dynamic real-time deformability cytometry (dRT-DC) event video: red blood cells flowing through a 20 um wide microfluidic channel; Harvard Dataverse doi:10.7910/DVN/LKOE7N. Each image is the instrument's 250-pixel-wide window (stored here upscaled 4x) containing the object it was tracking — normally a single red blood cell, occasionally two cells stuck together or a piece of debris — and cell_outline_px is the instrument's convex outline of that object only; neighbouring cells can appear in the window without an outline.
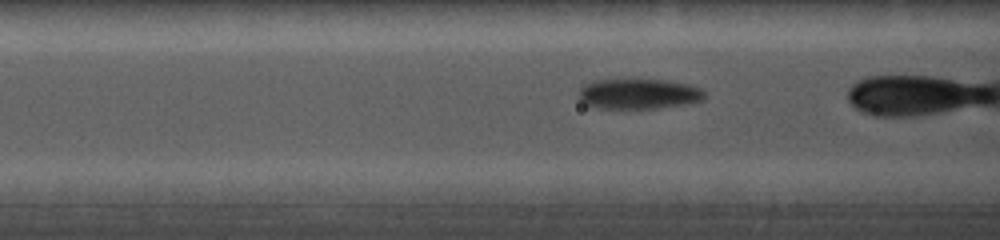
{"species": "common noctule bat (a hibernating species)", "species_latin": "Nyctalus noctula", "temperature_condition": "cold", "stored_images_in_passage": 11, "camera_frame_rate_fps": 5000, "um_per_image_px": 0.085, "animal": {"sex": "female", "body_mass_g": 19.0, "forearm_length_mm": 56.7}, "frame": {"image": 1, "passage_image": 4, "time_ms": 1.0, "image_size_px": [1000, 240], "cell_outline_px": [[704, 100], [688, 104], [660, 108], [624, 112], [588, 108], [576, 96], [580, 88], [584, 84], [592, 80], [668, 80], [688, 84], [700, 88], [704, 92]], "centroid_in_image_um": [54.18, 8.05], "position_along_channel_um": 112.4, "area_um2": 23.58}}
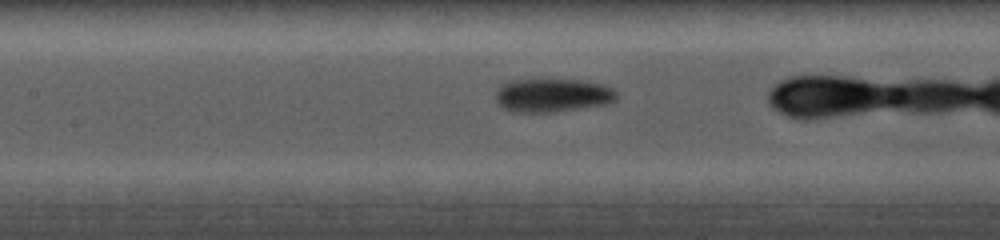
{"frame": {"image": 2, "passage_image": 7, "time_ms": 2.2, "image_size_px": [1000, 240], "cell_outline_px": [[616, 100], [608, 104], [556, 112], [512, 112], [500, 108], [496, 100], [496, 88], [500, 84], [508, 80], [532, 76], [580, 80], [600, 84], [612, 88], [616, 92]], "centroid_in_image_um": [46.86, 8.05], "position_along_channel_um": 160.5, "area_um2": 24.91}}
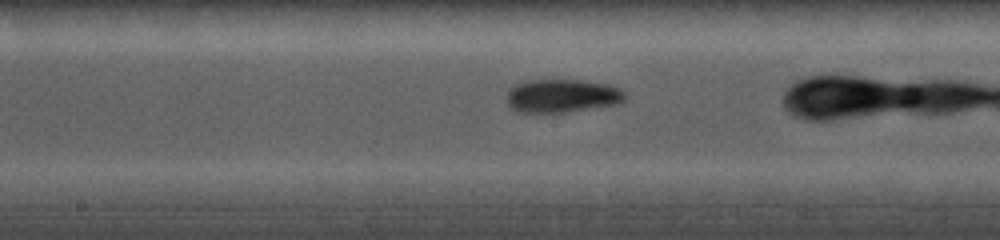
{"frame": {"image": 3, "passage_image": 10, "time_ms": 3.2, "image_size_px": [1000, 240], "cell_outline_px": [[628, 96], [624, 100], [616, 104], [564, 112], [516, 112], [508, 104], [508, 92], [516, 84], [528, 80], [580, 80], [608, 84], [620, 88]], "centroid_in_image_um": [47.8, 8.14], "position_along_channel_um": 200.4, "area_um2": 22.77}}